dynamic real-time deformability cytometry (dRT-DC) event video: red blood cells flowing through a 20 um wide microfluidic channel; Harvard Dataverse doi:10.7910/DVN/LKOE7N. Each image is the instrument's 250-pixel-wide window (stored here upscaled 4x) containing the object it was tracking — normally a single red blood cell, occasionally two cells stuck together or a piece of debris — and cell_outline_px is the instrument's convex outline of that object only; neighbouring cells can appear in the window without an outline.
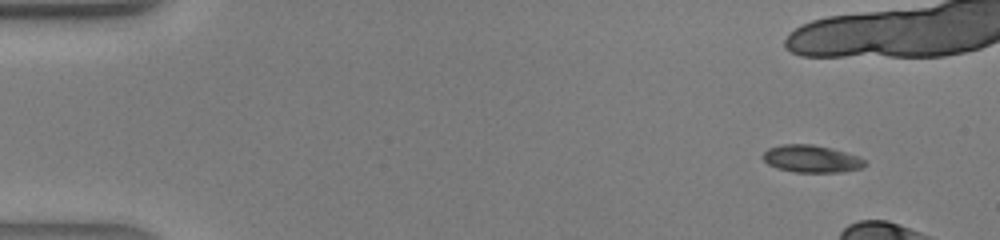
{"species": "human", "species_latin": "Homo sapiens", "temperature_condition": "warm", "stored_images_in_passage": 13, "camera_frame_rate_fps": 3000, "um_per_image_px": 0.085, "donor": {"sex": "male"}, "frame": {"image": 1, "passage_image": 4, "time_ms": 1.0, "image_size_px": [1000, 240], "cell_outline_px": [[868, 164], [860, 168], [840, 172], [796, 172], [776, 168], [768, 164], [764, 160], [764, 152], [768, 148], [780, 144], [812, 144], [832, 148], [856, 156], [864, 160]], "centroid_in_image_um": [68.95, 13.49], "position_along_channel_um": 16.1, "area_um2": 16.13}}